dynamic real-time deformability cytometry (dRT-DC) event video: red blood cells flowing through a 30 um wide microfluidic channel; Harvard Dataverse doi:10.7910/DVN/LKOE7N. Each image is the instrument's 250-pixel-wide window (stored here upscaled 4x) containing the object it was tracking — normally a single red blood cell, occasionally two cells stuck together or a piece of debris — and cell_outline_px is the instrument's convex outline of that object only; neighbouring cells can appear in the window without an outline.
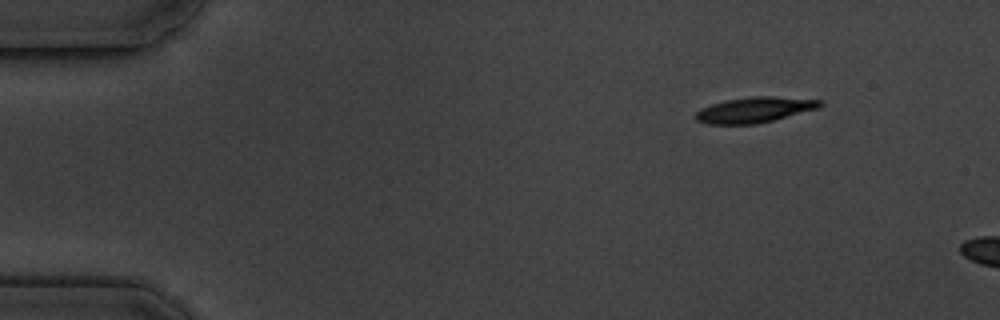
{"species": "common noctule bat (a hibernating species)", "species_latin": "Nyctalus noctula", "temperature_condition": "cold", "stored_images_in_passage": 3, "camera_frame_rate_fps": 3000, "um_per_image_px": 0.085, "animal": {"sex": "male", "body_mass_g": 19.5, "forearm_length_mm": 54.6}, "frame": {"image": 1, "passage_image": 1, "time_ms": 0.0, "image_size_px": [1000, 320], "cell_outline_px": [[824, 104], [820, 108], [756, 124], [708, 124], [696, 120], [696, 112], [700, 108], [724, 100], [752, 96], [772, 96], [820, 100]], "centroid_in_image_um": [64.13, 9.33], "position_along_channel_um": 20.9, "area_um2": 18.44}}